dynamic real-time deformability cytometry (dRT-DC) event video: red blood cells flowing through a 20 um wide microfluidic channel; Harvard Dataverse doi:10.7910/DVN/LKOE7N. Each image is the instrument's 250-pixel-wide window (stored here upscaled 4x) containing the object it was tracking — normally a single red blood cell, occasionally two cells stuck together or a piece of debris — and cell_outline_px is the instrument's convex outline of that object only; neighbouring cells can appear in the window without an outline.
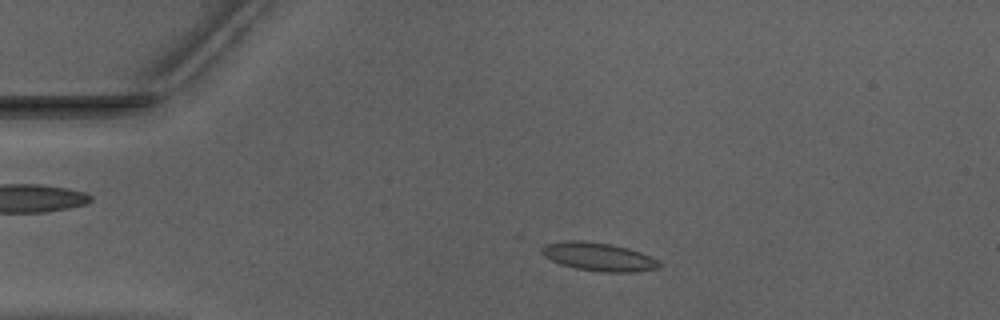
{"species": "Egyptian fruit bat (a non-hibernating species)", "species_latin": "Rousettus aegyptiacus", "temperature_condition": "warm", "stored_images_in_passage": 50, "camera_frame_rate_fps": 3000, "um_per_image_px": 0.085, "animal": {"sex": "male"}, "frame": {"image": 1, "passage_image": 9, "time_ms": 2.667, "image_size_px": [1000, 320], "cell_outline_px": [[660, 268], [636, 272], [604, 272], [576, 268], [560, 264], [544, 256], [540, 252], [540, 248], [548, 244], [564, 240], [584, 240], [612, 244], [628, 248], [640, 252], [656, 260], [660, 264]], "centroid_in_image_um": [50.85, 21.82], "position_along_channel_um": 34.1, "area_um2": 19.36}}
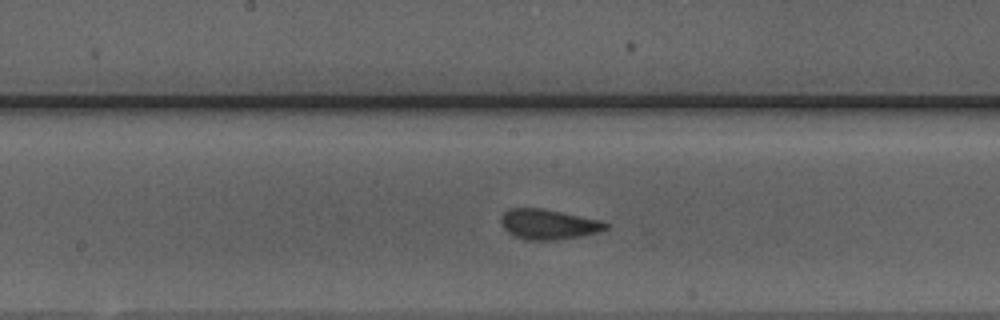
{"frame": {"image": 2, "passage_image": 25, "time_ms": 8.0, "image_size_px": [1000, 320], "cell_outline_px": [[608, 228], [600, 232], [580, 236], [556, 240], [524, 240], [508, 232], [500, 224], [500, 220], [504, 212], [512, 208], [544, 208], [600, 220], [608, 224]], "centroid_in_image_um": [46.61, 19.06], "position_along_channel_um": 201.6, "area_um2": 18.44}}
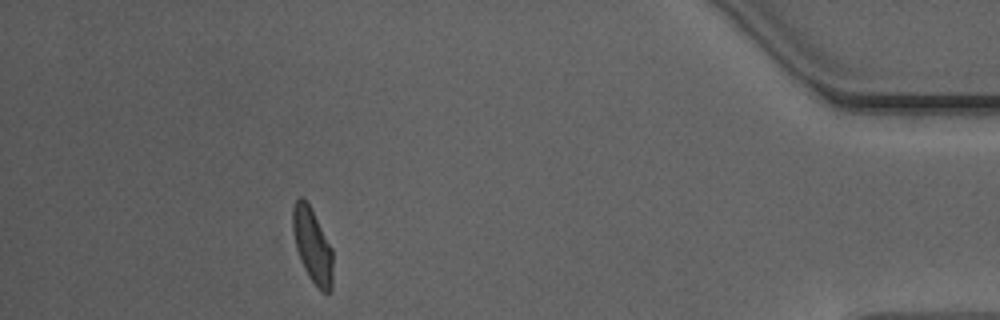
{"frame": {"image": 3, "passage_image": 45, "time_ms": 14.667, "image_size_px": [1000, 320], "cell_outline_px": [[332, 288], [328, 292], [320, 292], [308, 276], [288, 240], [292, 208], [296, 200], [300, 196], [304, 196], [332, 248]], "centroid_in_image_um": [26.44, 20.85], "position_along_channel_um": 408.8, "area_um2": 18.5}, "authors_computed_cell_mechanics": {"area_um2": 18.3226, "velocity_mm_per_s": 3.9562, "shape_relaxation_time_tau1_ms": 3.8496, "shape_relaxation_time_tau2_ms": 0.9838, "deformation_change_tau1": 0.15, "deformation_change_tau2": 0.0774}}